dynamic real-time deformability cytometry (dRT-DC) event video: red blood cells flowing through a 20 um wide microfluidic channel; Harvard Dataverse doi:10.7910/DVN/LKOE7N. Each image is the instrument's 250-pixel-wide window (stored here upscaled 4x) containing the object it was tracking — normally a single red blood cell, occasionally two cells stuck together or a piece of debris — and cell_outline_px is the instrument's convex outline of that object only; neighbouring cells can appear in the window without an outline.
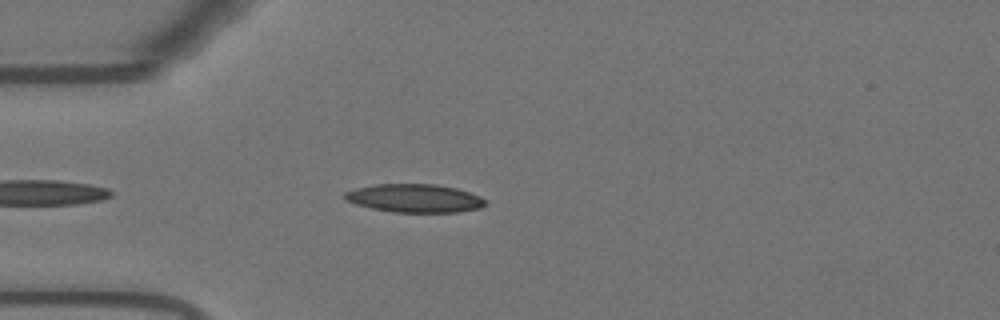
{"species": "Egyptian fruit bat (a non-hibernating species)", "species_latin": "Rousettus aegyptiacus", "temperature_condition": "warm", "stored_images_in_passage": 42, "camera_frame_rate_fps": 3000, "um_per_image_px": 0.085, "animal": {"sex": "female"}, "frame": {"image": 1, "passage_image": 5, "time_ms": 1.333, "image_size_px": [1000, 320], "cell_outline_px": [[488, 204], [480, 208], [456, 212], [392, 212], [372, 208], [356, 204], [348, 200], [344, 196], [344, 192], [356, 188], [376, 184], [436, 184], [456, 188], [480, 196], [488, 200]], "centroid_in_image_um": [35.29, 16.85], "position_along_channel_um": 49.7, "area_um2": 23.18}}
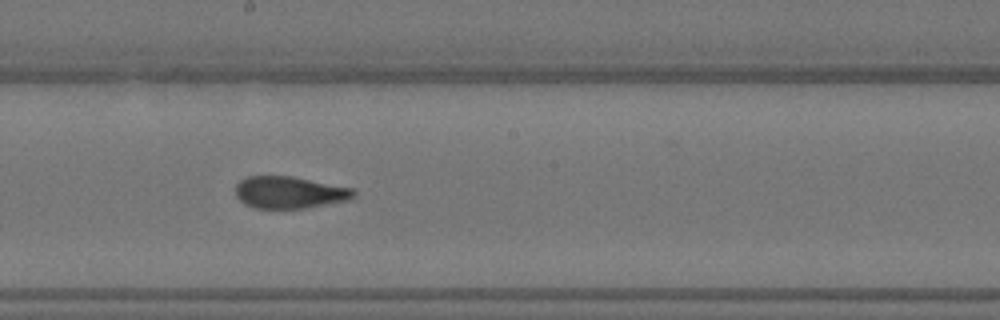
{"frame": {"image": 2, "passage_image": 20, "time_ms": 6.333, "image_size_px": [1000, 320], "cell_outline_px": [[356, 196], [348, 200], [304, 208], [252, 208], [244, 204], [236, 196], [236, 184], [240, 180], [248, 176], [292, 176], [352, 188], [356, 192]], "centroid_in_image_um": [24.59, 16.35], "position_along_channel_um": 223.6, "area_um2": 22.02}}
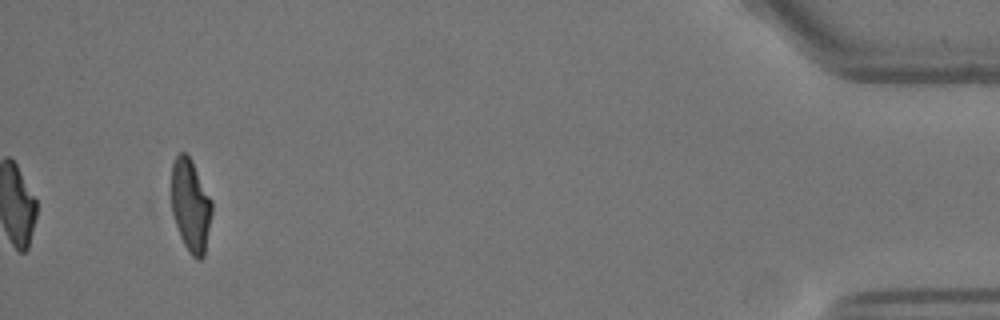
{"frame": {"image": 3, "passage_image": 42, "time_ms": 13.667, "image_size_px": [1000, 320], "cell_outline_px": [[212, 212], [204, 256], [200, 260], [196, 260], [188, 252], [180, 236], [172, 212], [172, 164], [176, 156], [180, 152], [184, 152], [192, 160], [212, 200]], "centroid_in_image_um": [16.21, 17.48], "position_along_channel_um": 419.0, "area_um2": 21.85}, "authors_computed_cell_mechanics": {"area_um2": 22.9466, "velocity_mm_per_s": 3.6866, "shape_relaxation_time_tau1_ms": null, "shape_relaxation_time_tau2_ms": 1.3025, "deformation_change_tau1": null, "deformation_change_tau2": 0.0821}}